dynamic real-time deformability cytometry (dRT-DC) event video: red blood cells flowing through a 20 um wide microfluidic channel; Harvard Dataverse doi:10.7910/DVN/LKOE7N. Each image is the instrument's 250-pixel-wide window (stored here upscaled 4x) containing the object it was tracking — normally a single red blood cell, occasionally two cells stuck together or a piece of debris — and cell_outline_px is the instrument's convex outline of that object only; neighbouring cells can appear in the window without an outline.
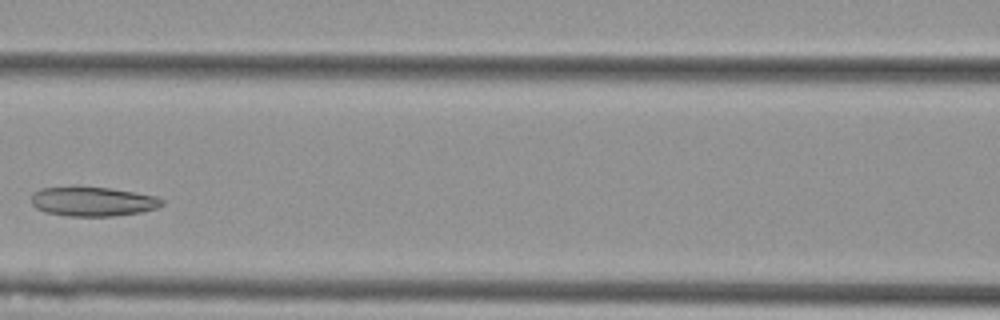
{"species": "Egyptian fruit bat (a non-hibernating species)", "species_latin": "Rousettus aegyptiacus", "temperature_condition": "cold", "stored_images_in_passage": 5, "camera_frame_rate_fps": 3000, "um_per_image_px": 0.085, "animal": {"sex": "female"}, "frame": {"image": 1, "passage_image": 5, "time_ms": 1.333, "image_size_px": [1000, 320], "cell_outline_px": [[164, 204], [156, 208], [140, 212], [112, 216], [68, 216], [44, 212], [36, 208], [32, 204], [32, 192], [40, 188], [76, 184], [108, 188], [156, 196], [164, 200]], "centroid_in_image_um": [7.81, 17.09], "position_along_channel_um": 158.8, "area_um2": 22.95}}